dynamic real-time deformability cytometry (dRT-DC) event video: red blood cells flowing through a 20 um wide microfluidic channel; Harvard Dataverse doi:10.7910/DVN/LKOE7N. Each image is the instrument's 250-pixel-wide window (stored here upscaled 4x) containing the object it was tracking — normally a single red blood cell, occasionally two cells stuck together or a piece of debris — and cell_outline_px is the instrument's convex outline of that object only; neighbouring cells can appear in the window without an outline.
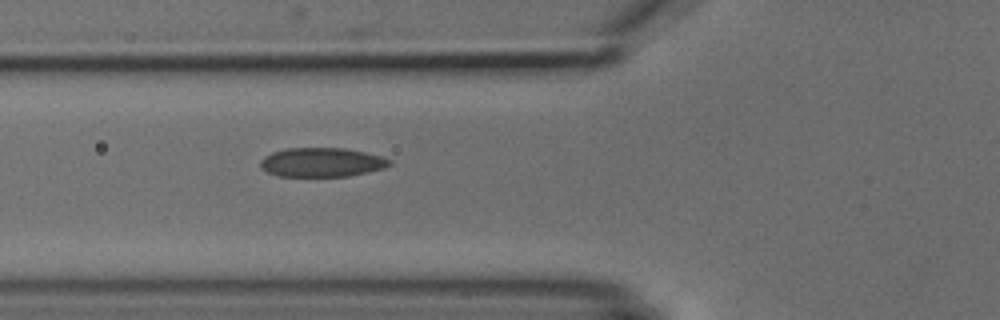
{"species": "common noctule bat (a hibernating species)", "species_latin": "Nyctalus noctula", "temperature_condition": "cold", "stored_images_in_passage": 2, "camera_frame_rate_fps": 3000, "um_per_image_px": 0.085, "animal": {"sex": "male", "body_mass_g": 18.8}, "frame": {"image": 1, "passage_image": 2, "time_ms": 1.0, "image_size_px": [1000, 320], "cell_outline_px": [[392, 164], [384, 168], [368, 172], [348, 176], [276, 176], [260, 168], [260, 160], [264, 156], [272, 152], [288, 148], [344, 148], [364, 152], [380, 156], [392, 160]], "centroid_in_image_um": [27.33, 13.8], "position_along_channel_um": 98.5, "area_um2": 21.96}}